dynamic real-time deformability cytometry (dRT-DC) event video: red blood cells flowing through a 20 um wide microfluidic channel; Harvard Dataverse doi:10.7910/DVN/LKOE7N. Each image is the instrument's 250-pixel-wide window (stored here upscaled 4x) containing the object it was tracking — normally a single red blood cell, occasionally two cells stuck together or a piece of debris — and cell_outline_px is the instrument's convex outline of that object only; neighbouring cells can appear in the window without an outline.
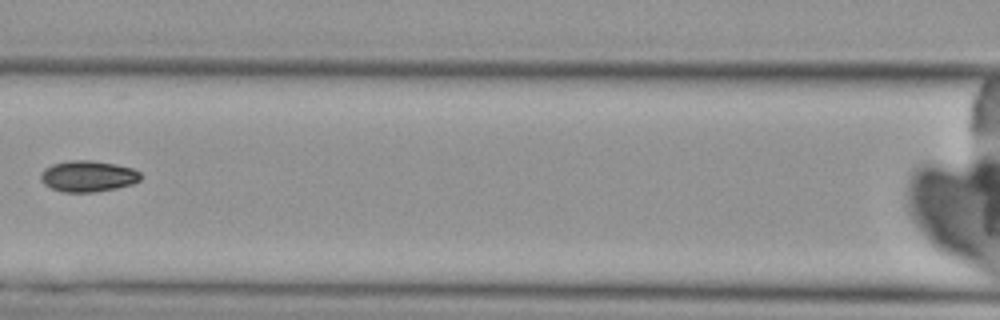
{"species": "Egyptian fruit bat (a non-hibernating species)", "species_latin": "Rousettus aegyptiacus", "temperature_condition": "cold", "stored_images_in_passage": 5, "camera_frame_rate_fps": 3000, "um_per_image_px": 0.085, "animal": {"sex": "female"}, "frame": {"image": 1, "passage_image": 4, "time_ms": 3.667, "image_size_px": [1000, 320], "cell_outline_px": [[140, 180], [132, 184], [116, 188], [92, 192], [64, 192], [52, 188], [44, 184], [40, 180], [40, 172], [44, 168], [52, 164], [68, 160], [92, 160], [116, 164], [132, 168], [140, 172]], "centroid_in_image_um": [7.45, 14.96], "position_along_channel_um": 159.2, "area_um2": 18.21}}
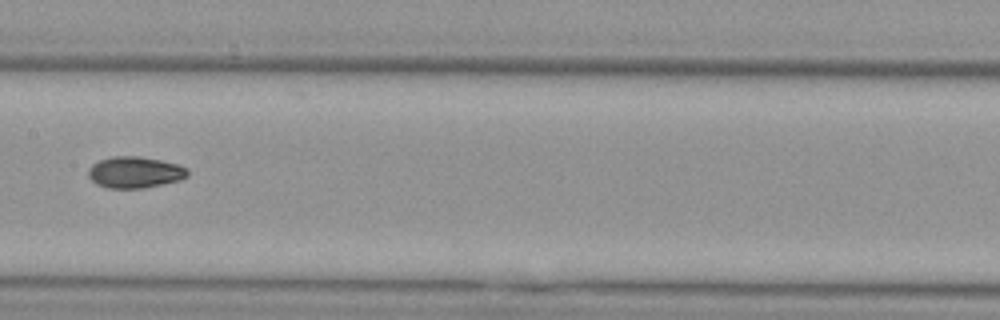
{"frame": {"image": 2, "passage_image": 5, "time_ms": 4.667, "image_size_px": [1000, 320], "cell_outline_px": [[188, 176], [180, 180], [144, 188], [108, 188], [96, 184], [88, 176], [88, 168], [92, 164], [100, 160], [112, 156], [140, 156], [160, 160], [176, 164], [188, 168]], "centroid_in_image_um": [11.45, 14.64], "position_along_channel_um": 195.9, "area_um2": 18.21}}